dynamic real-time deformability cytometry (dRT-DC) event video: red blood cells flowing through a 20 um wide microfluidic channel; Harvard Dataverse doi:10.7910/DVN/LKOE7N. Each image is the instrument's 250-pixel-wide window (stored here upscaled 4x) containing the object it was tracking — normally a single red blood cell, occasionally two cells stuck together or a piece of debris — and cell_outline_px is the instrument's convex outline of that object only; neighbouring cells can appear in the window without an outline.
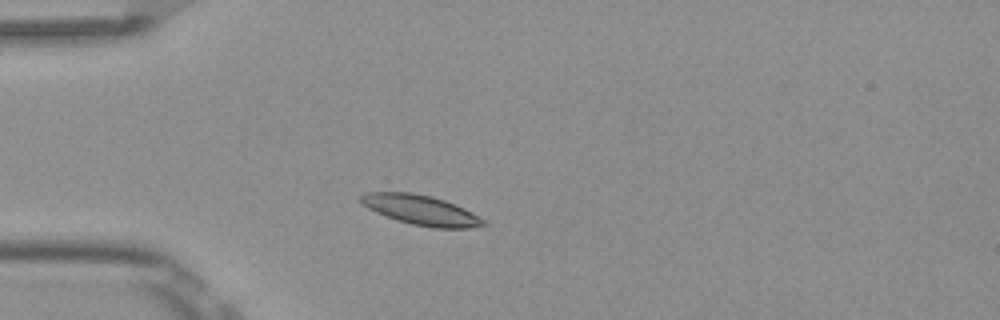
{"species": "Egyptian fruit bat (a non-hibernating species)", "species_latin": "Rousettus aegyptiacus", "temperature_condition": "room temperature", "stored_images_in_passage": 1, "camera_frame_rate_fps": 3000, "um_per_image_px": 0.085, "frame": {"image": 1, "passage_image": 1, "time_ms": 0.0, "image_size_px": [1000, 320], "cell_outline_px": [[488, 224], [468, 228], [432, 228], [412, 224], [396, 220], [368, 208], [360, 200], [360, 196], [364, 192], [412, 192], [432, 196], [444, 200], [464, 208], [472, 212], [484, 220]], "centroid_in_image_um": [35.79, 17.85], "position_along_channel_um": 49.2, "area_um2": 21.21}}